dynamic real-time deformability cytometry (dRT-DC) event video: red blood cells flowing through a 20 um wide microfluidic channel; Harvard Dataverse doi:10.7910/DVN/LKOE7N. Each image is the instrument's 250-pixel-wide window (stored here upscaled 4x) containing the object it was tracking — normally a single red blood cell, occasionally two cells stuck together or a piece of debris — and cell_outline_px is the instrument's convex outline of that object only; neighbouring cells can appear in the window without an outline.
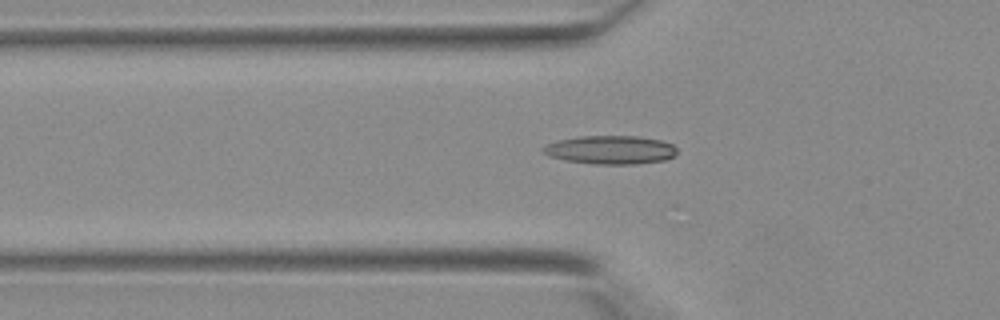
{"species": "Egyptian fruit bat (a non-hibernating species)", "species_latin": "Rousettus aegyptiacus", "temperature_condition": "warm", "stored_images_in_passage": 41, "camera_frame_rate_fps": 3000, "um_per_image_px": 0.085, "animal": {"sex": "female"}, "frame": {"image": 1, "passage_image": 14, "time_ms": 4.333, "image_size_px": [1000, 320], "cell_outline_px": [[676, 156], [664, 160], [636, 164], [592, 164], [564, 160], [548, 156], [540, 148], [548, 144], [560, 140], [580, 136], [636, 136], [660, 140], [672, 144], [676, 148]], "centroid_in_image_um": [51.9, 12.74], "position_along_channel_um": 73.9, "area_um2": 22.25}}
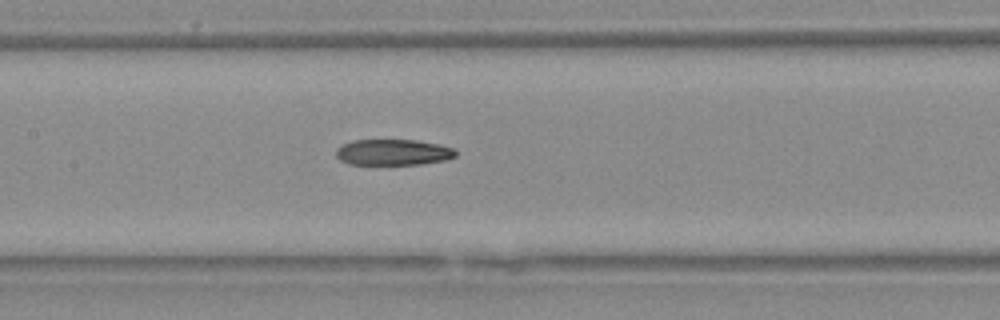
{"frame": {"image": 2, "passage_image": 20, "time_ms": 6.333, "image_size_px": [1000, 320], "cell_outline_px": [[456, 156], [444, 160], [420, 164], [348, 164], [340, 160], [336, 156], [336, 148], [352, 140], [416, 140], [440, 144], [452, 148], [456, 152]], "centroid_in_image_um": [33.39, 12.94], "position_along_channel_um": 174.0, "area_um2": 18.03}}
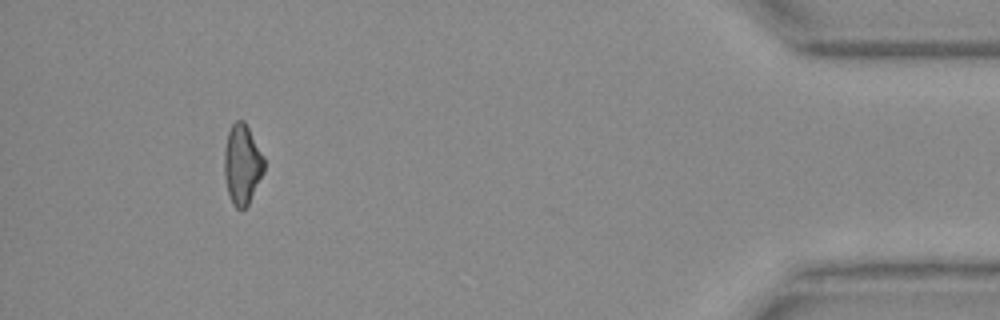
{"frame": {"image": 3, "passage_image": 38, "time_ms": 12.333, "image_size_px": [1000, 320], "cell_outline_px": [[264, 172], [248, 204], [244, 208], [236, 208], [232, 204], [228, 192], [224, 176], [224, 148], [228, 132], [232, 124], [236, 120], [244, 120], [264, 156]], "centroid_in_image_um": [20.58, 13.95], "position_along_channel_um": 414.6, "area_um2": 18.55}}